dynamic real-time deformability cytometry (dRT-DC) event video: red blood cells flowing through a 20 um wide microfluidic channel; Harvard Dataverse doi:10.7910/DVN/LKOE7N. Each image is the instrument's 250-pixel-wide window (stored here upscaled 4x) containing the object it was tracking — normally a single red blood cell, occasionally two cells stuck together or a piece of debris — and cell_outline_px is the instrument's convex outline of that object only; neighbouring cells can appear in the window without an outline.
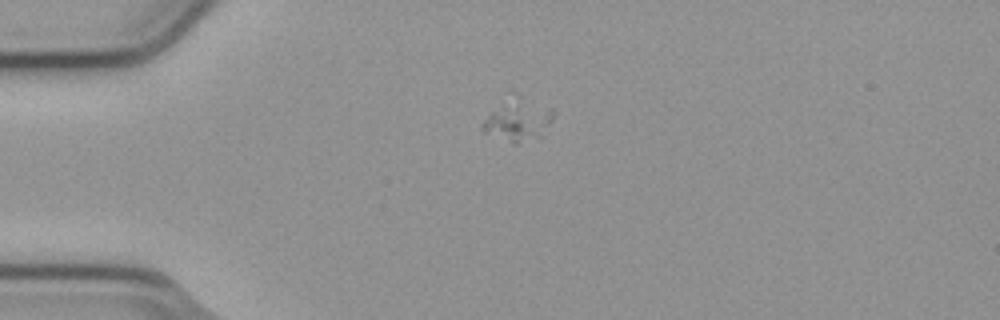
{"species": "common noctule bat (a hibernating species)", "species_latin": "Nyctalus noctula", "temperature_condition": "cold", "stored_images_in_passage": 45, "camera_frame_rate_fps": 3000, "um_per_image_px": 0.085, "animal": {"sex": "male", "body_mass_g": 23.1, "forearm_length_mm": 52.7}, "frame": {"image": 1, "passage_image": 3, "time_ms": 0.667, "image_size_px": [1000, 320], "cell_outline_px": [[556, 112], [544, 136], [516, 144], [484, 132], [480, 128], [484, 120], [492, 112], [516, 108], [552, 108]], "centroid_in_image_um": [44.1, 10.53], "position_along_channel_um": 40.9, "area_um2": 14.1}}
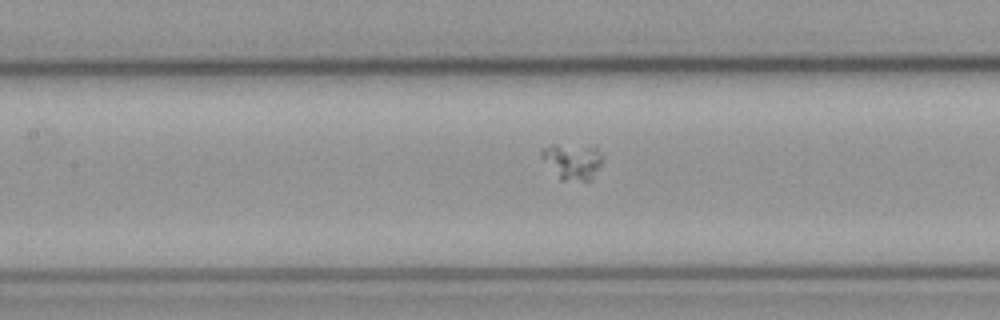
{"frame": {"image": 2, "passage_image": 15, "time_ms": 4.667, "image_size_px": [1000, 320], "cell_outline_px": [[600, 164], [592, 176], [588, 180], [564, 180], [540, 156], [540, 148], [552, 144], [596, 144], [600, 156]], "centroid_in_image_um": [48.64, 13.61], "position_along_channel_um": 158.8, "area_um2": 12.54}}
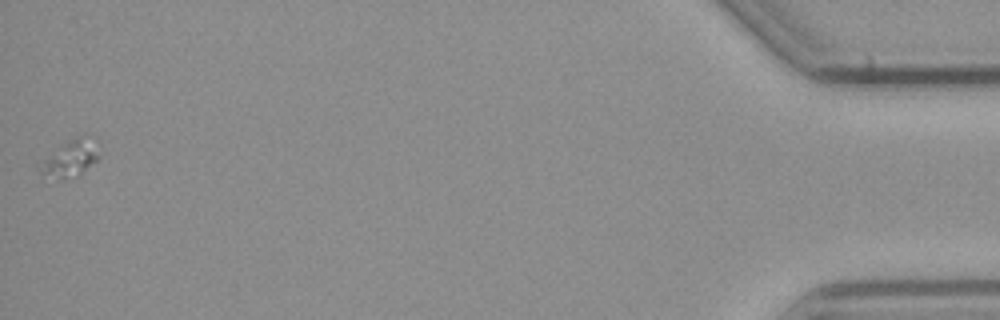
{"frame": {"image": 3, "passage_image": 45, "time_ms": 14.667, "image_size_px": [1000, 320], "cell_outline_px": [[100, 160], [76, 176], [60, 180], [40, 172], [36, 164], [76, 136], [80, 136], [88, 140], [92, 144], [100, 156]], "centroid_in_image_um": [5.93, 13.54], "position_along_channel_um": 429.3, "area_um2": 11.96}}